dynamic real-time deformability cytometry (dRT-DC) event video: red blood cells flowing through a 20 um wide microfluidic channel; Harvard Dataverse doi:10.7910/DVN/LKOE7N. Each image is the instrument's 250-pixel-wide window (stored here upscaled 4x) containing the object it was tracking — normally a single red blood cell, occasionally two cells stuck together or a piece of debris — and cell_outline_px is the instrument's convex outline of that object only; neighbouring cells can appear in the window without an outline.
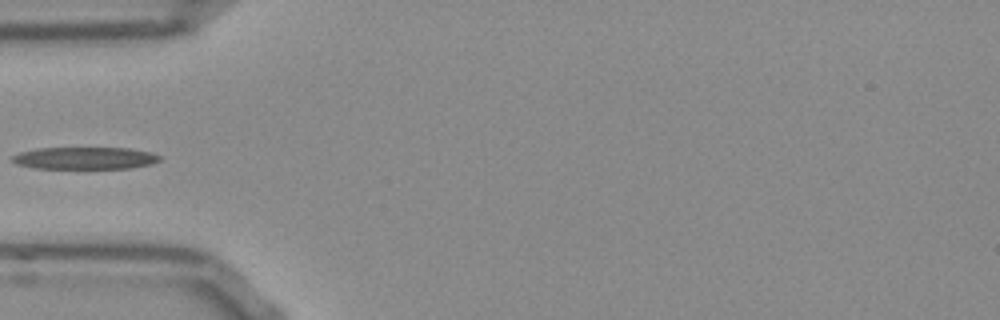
{"species": "Egyptian fruit bat (a non-hibernating species)", "species_latin": "Rousettus aegyptiacus", "temperature_condition": "room temperature", "stored_images_in_passage": 28, "camera_frame_rate_fps": 3000, "um_per_image_px": 0.085, "frame": {"image": 1, "passage_image": 1, "time_ms": 0.0, "image_size_px": [1000, 320], "cell_outline_px": [[160, 160], [148, 164], [132, 168], [36, 168], [16, 164], [12, 160], [12, 156], [20, 152], [36, 148], [128, 148], [148, 152], [160, 156]], "centroid_in_image_um": [7.17, 13.44], "position_along_channel_um": 77.8, "area_um2": 18.79}}